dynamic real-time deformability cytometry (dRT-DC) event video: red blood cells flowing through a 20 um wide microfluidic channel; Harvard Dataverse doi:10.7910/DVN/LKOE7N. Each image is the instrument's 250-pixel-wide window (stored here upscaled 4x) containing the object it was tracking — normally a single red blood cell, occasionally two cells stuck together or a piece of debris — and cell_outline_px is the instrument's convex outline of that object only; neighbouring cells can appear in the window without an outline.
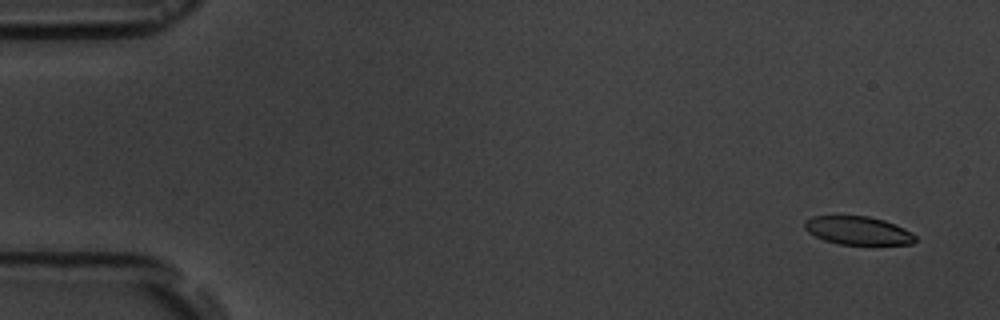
{"species": "common noctule bat (a hibernating species)", "species_latin": "Nyctalus noctula", "temperature_condition": "room temperature", "stored_images_in_passage": 5, "camera_frame_rate_fps": 3000, "um_per_image_px": 0.085, "animal": {"sex": "male", "body_mass_g": 19.5, "forearm_length_mm": 54.6}, "frame": {"image": 1, "passage_image": 1, "time_ms": 0.0, "image_size_px": [1000, 320], "cell_outline_px": [[916, 240], [912, 244], [840, 244], [824, 240], [808, 232], [804, 228], [804, 220], [812, 216], [868, 216], [884, 220], [904, 228], [912, 232], [916, 236]], "centroid_in_image_um": [72.92, 19.59], "position_along_channel_um": 12.1, "area_um2": 18.21}}